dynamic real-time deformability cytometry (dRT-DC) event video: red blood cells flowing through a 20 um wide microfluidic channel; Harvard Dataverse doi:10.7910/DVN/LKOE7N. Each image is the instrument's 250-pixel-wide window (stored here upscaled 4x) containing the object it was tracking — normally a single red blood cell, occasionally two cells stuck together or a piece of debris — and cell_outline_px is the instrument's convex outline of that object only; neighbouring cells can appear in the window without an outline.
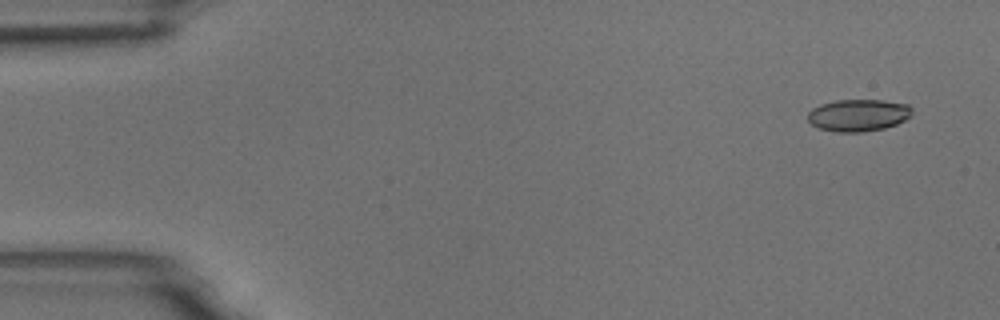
{"species": "common noctule bat (a hibernating species)", "species_latin": "Nyctalus noctula", "temperature_condition": "room temperature", "stored_images_in_passage": 5, "camera_frame_rate_fps": 3000, "um_per_image_px": 0.085, "animal": {"sex": "male", "body_mass_g": 18.8}, "frame": {"image": 1, "passage_image": 1, "time_ms": 0.0, "image_size_px": [1000, 320], "cell_outline_px": [[912, 116], [896, 124], [884, 128], [860, 132], [836, 132], [820, 128], [812, 124], [808, 120], [808, 112], [812, 108], [820, 104], [836, 100], [884, 100], [908, 104], [912, 108]], "centroid_in_image_um": [72.97, 9.78], "position_along_channel_um": 12.0, "area_um2": 19.54}}
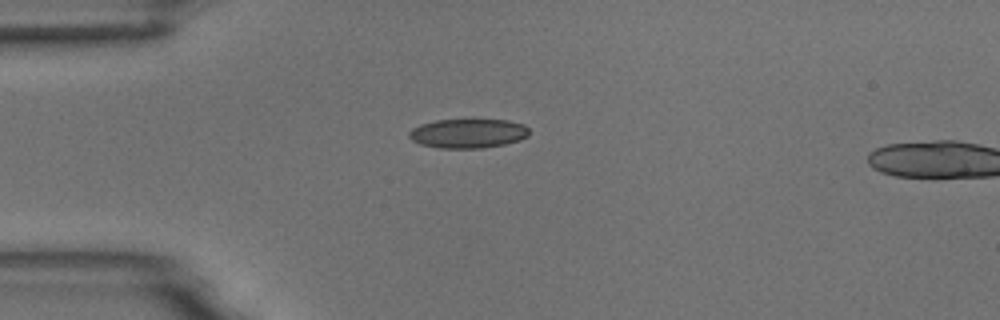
{"frame": {"image": 2, "passage_image": 4, "time_ms": 1.0, "image_size_px": [1000, 320], "cell_outline_px": [[528, 136], [520, 140], [504, 144], [480, 148], [440, 148], [420, 144], [412, 140], [408, 136], [408, 132], [412, 128], [420, 124], [436, 120], [508, 120], [524, 124], [528, 128]], "centroid_in_image_um": [39.77, 11.34], "position_along_channel_um": 45.2, "area_um2": 20.46}}